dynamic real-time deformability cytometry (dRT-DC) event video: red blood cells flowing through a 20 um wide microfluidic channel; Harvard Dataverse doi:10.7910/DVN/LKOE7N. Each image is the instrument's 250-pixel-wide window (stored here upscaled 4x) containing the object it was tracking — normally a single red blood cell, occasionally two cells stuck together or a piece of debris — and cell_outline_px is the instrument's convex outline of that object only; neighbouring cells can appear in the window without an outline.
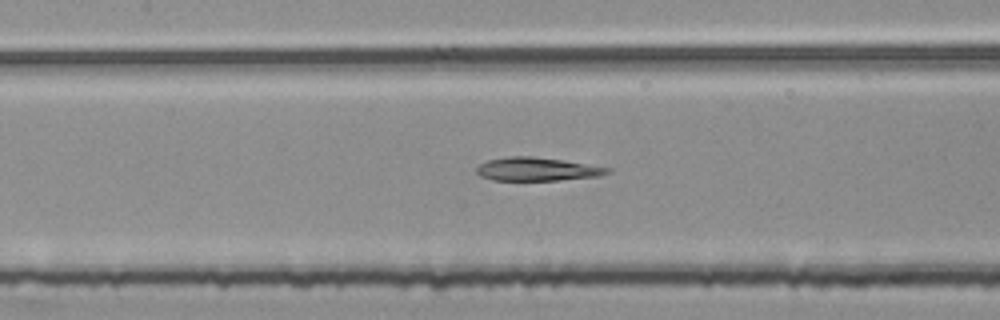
{"species": "common noctule bat (a hibernating species)", "species_latin": "Nyctalus noctula", "temperature_condition": "room temperature", "stored_images_in_passage": 16, "segment_of_instrument_passage": [2, 3], "camera_frame_rate_fps": 3000, "um_per_image_px": 0.085, "animal": {"sex": "female", "body_mass_g": 25.1}, "frame": {"image": 1, "passage_image": 14, "time_ms": 4.333, "image_size_px": [1000, 320], "cell_outline_px": [[612, 172], [600, 176], [560, 180], [492, 180], [480, 176], [476, 172], [476, 168], [480, 164], [488, 160], [508, 156], [532, 156], [560, 160], [612, 168]], "centroid_in_image_um": [45.65, 14.38], "position_along_channel_um": 161.7, "area_um2": 17.8}}